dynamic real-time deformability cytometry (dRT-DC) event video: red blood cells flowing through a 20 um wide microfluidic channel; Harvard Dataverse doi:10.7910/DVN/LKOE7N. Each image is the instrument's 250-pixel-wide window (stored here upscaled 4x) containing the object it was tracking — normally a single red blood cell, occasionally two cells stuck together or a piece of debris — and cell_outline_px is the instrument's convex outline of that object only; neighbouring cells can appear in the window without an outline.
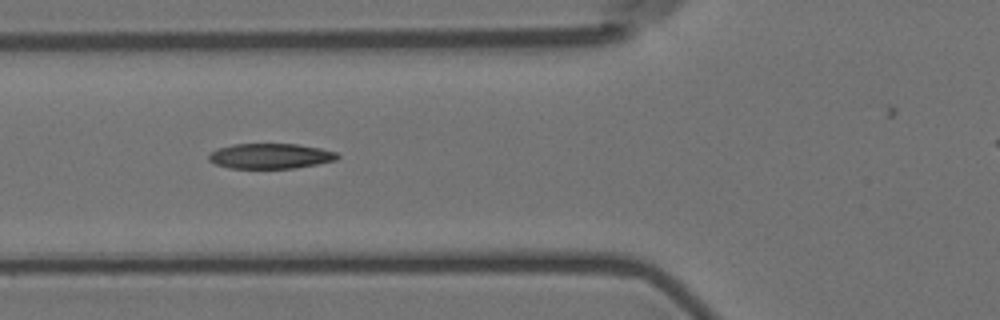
{"species": "Egyptian fruit bat (a non-hibernating species)", "species_latin": "Rousettus aegyptiacus", "temperature_condition": "room temperature", "stored_images_in_passage": 5, "camera_frame_rate_fps": 3000, "um_per_image_px": 0.085, "animal": {"sex": "female"}, "frame": {"image": 1, "passage_image": 5, "time_ms": 4.667, "image_size_px": [1000, 320], "cell_outline_px": [[340, 156], [336, 160], [296, 168], [228, 168], [216, 164], [208, 160], [208, 156], [216, 148], [232, 144], [296, 144], [320, 148], [336, 152]], "centroid_in_image_um": [22.96, 13.26], "position_along_channel_um": 102.8, "area_um2": 18.9}}